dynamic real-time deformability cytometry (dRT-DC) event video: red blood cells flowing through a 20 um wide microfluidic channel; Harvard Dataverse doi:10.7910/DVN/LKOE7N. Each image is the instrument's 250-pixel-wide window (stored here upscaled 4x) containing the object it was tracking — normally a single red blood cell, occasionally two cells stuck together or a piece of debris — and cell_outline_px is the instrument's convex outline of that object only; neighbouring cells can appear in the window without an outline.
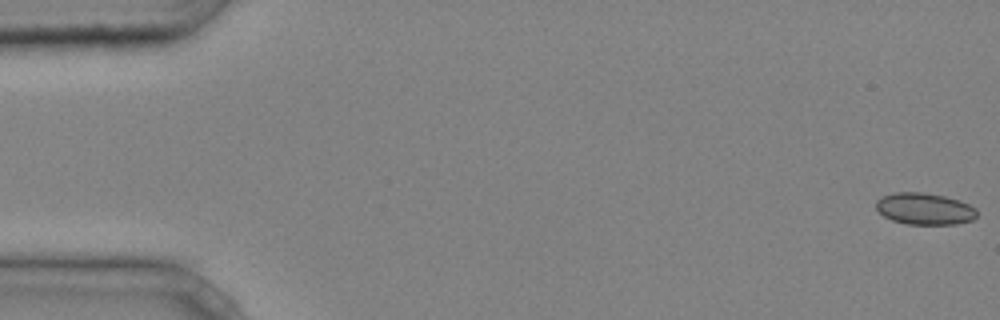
{"species": "common noctule bat (a hibernating species)", "species_latin": "Nyctalus noctula", "temperature_condition": "cold", "stored_images_in_passage": 45, "camera_frame_rate_fps": 3000, "um_per_image_px": 0.085, "animal": {"sex": "male", "body_mass_g": 20.4}, "frame": {"image": 1, "passage_image": 1, "time_ms": 0.0, "image_size_px": [1000, 320], "cell_outline_px": [[976, 216], [972, 220], [956, 224], [908, 224], [892, 220], [884, 216], [876, 208], [876, 200], [880, 196], [896, 192], [924, 192], [944, 196], [968, 204], [976, 208]], "centroid_in_image_um": [78.56, 17.74], "position_along_channel_um": 6.4, "area_um2": 18.55}}
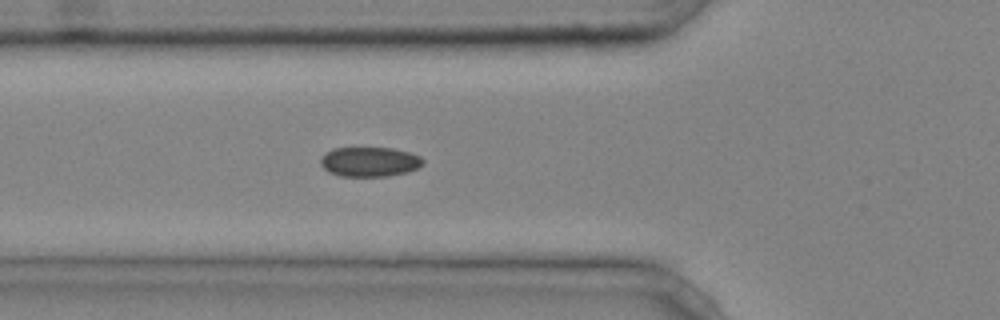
{"frame": {"image": 2, "passage_image": 17, "time_ms": 5.333, "image_size_px": [1000, 320], "cell_outline_px": [[424, 164], [408, 172], [388, 176], [340, 176], [328, 172], [320, 164], [320, 160], [324, 152], [332, 148], [392, 148], [408, 152], [420, 156], [424, 160]], "centroid_in_image_um": [31.39, 13.75], "position_along_channel_um": 94.4, "area_um2": 17.8}}
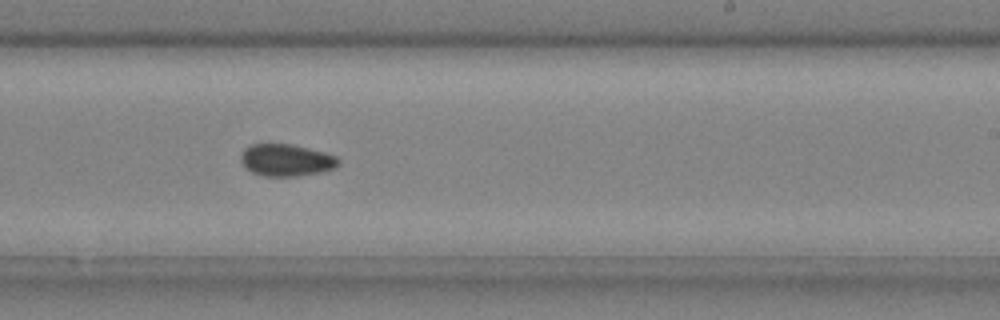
{"frame": {"image": 3, "passage_image": 29, "time_ms": 9.333, "image_size_px": [1000, 320], "cell_outline_px": [[340, 164], [336, 168], [320, 172], [296, 176], [264, 176], [252, 172], [240, 160], [240, 156], [244, 148], [252, 144], [292, 144], [324, 152], [336, 156], [340, 160]], "centroid_in_image_um": [24.35, 13.61], "position_along_channel_um": 264.6, "area_um2": 18.21}, "authors_computed_cell_mechanics": {"area_um2": 18.4382, "velocity_mm_per_s": 4.258, "shape_relaxation_time_tau1_ms": 7.123, "shape_relaxation_time_tau2_ms": 5.5244, "deformation_change_tau1": 0.0812, "deformation_change_tau2": 0.0699}}